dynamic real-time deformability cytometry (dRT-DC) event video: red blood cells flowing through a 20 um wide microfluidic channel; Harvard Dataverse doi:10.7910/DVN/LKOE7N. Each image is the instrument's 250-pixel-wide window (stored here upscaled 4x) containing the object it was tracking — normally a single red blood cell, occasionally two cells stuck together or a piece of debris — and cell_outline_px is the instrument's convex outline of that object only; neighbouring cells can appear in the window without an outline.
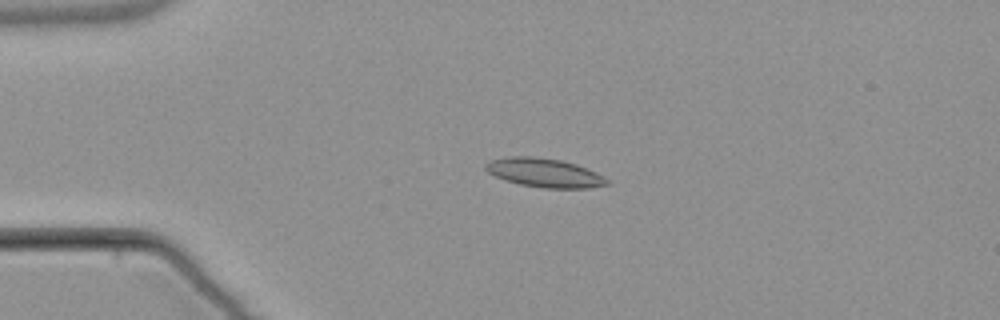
{"species": "common noctule bat (a hibernating species)", "species_latin": "Nyctalus noctula", "temperature_condition": "warm", "stored_images_in_passage": 2, "camera_frame_rate_fps": 3000, "um_per_image_px": 0.085, "animal": {"sex": "male", "body_mass_g": 21.5, "forearm_length_mm": 52.0}, "frame": {"image": 1, "passage_image": 1, "time_ms": 0.0, "image_size_px": [1000, 320], "cell_outline_px": [[612, 184], [588, 188], [544, 188], [520, 184], [504, 180], [488, 172], [484, 168], [484, 164], [492, 160], [508, 156], [532, 156], [560, 160], [576, 164], [596, 172], [604, 176]], "centroid_in_image_um": [46.29, 14.69], "position_along_channel_um": 38.7, "area_um2": 20.46}}